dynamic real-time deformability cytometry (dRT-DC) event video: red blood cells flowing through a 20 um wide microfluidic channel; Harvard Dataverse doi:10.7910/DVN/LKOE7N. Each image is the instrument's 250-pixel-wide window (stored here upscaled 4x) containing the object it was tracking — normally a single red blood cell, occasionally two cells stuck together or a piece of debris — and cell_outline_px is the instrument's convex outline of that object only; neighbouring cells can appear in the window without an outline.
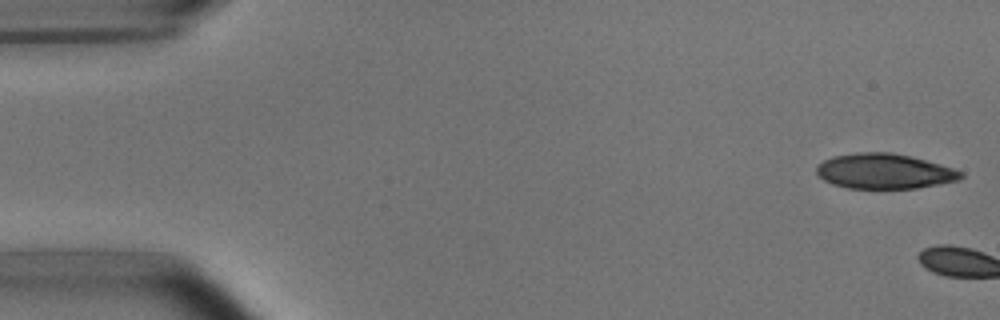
{"species": "common noctule bat (a hibernating species)", "species_latin": "Nyctalus noctula", "temperature_condition": "room temperature", "stored_images_in_passage": 3, "camera_frame_rate_fps": 3000, "um_per_image_px": 0.085, "animal": {"sex": "male", "body_mass_g": 15.6}, "frame": {"image": 1, "passage_image": 1, "time_ms": 0.0, "image_size_px": [1000, 320], "cell_outline_px": [[964, 176], [960, 180], [916, 188], [848, 188], [832, 184], [824, 180], [816, 172], [816, 168], [824, 160], [832, 156], [856, 152], [892, 152], [912, 156], [940, 164], [964, 172]], "centroid_in_image_um": [75.18, 14.54], "position_along_channel_um": 9.8, "area_um2": 29.59}}